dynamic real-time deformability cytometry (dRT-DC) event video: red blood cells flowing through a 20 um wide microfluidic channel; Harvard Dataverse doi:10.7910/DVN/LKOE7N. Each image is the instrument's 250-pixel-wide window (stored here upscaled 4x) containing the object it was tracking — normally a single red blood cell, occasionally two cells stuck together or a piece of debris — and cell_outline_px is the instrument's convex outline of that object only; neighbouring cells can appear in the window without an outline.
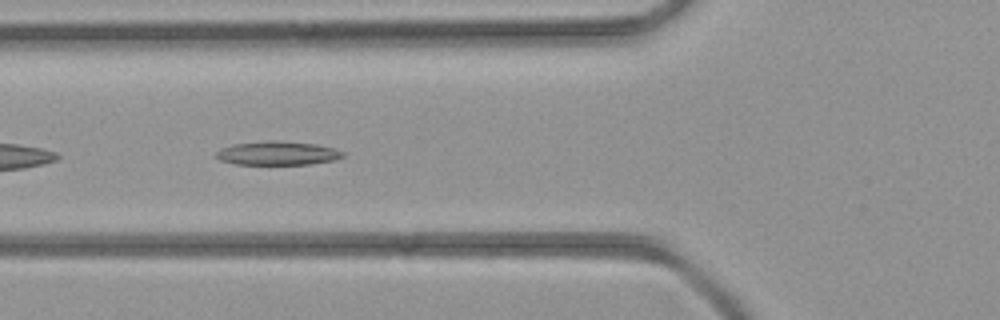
{"species": "common noctule bat (a hibernating species)", "species_latin": "Nyctalus noctula", "temperature_condition": "room temperature", "stored_images_in_passage": 41, "camera_frame_rate_fps": 3000, "um_per_image_px": 0.085, "animal": {"sex": "female", "body_mass_g": 21.9}, "frame": {"image": 1, "passage_image": 14, "time_ms": 4.333, "image_size_px": [1000, 320], "cell_outline_px": [[344, 156], [336, 160], [308, 164], [236, 164], [220, 160], [216, 156], [216, 152], [220, 148], [232, 144], [272, 140], [276, 140], [316, 144], [332, 148], [344, 152]], "centroid_in_image_um": [23.58, 13.02], "position_along_channel_um": 102.2, "area_um2": 17.51}}
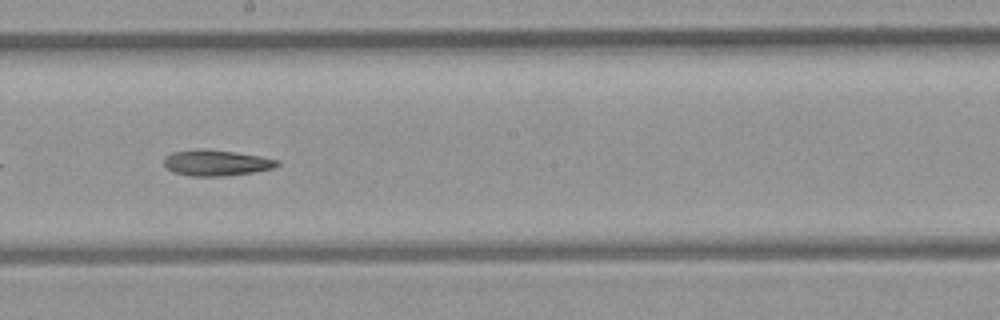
{"frame": {"image": 2, "passage_image": 22, "time_ms": 7.0, "image_size_px": [1000, 320], "cell_outline_px": [[280, 164], [272, 168], [252, 172], [224, 176], [188, 176], [176, 172], [168, 168], [164, 164], [164, 156], [172, 152], [200, 148], [208, 148], [260, 156], [280, 160]], "centroid_in_image_um": [18.37, 13.82], "position_along_channel_um": 229.8, "area_um2": 17.11}}
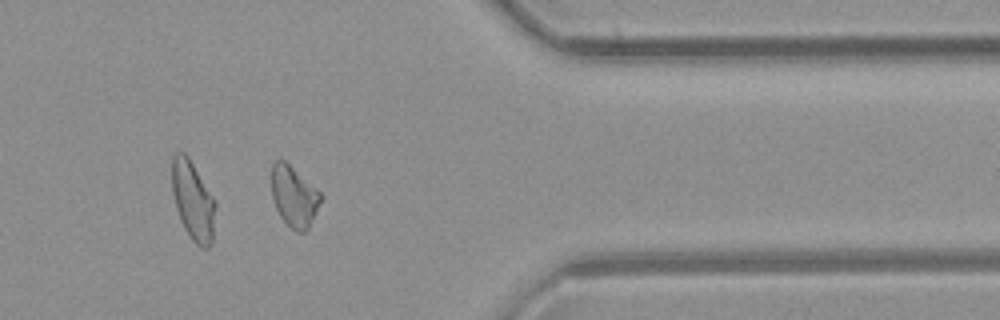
{"frame": {"image": 3, "passage_image": 33, "time_ms": 10.667, "image_size_px": [1000, 320], "cell_outline_px": [[320, 200], [316, 212], [308, 228], [304, 232], [300, 232], [292, 228], [280, 216], [276, 208], [272, 196], [272, 164], [276, 160], [284, 160], [320, 192]], "centroid_in_image_um": [24.97, 16.68], "position_along_channel_um": 386.4, "area_um2": 16.82}}